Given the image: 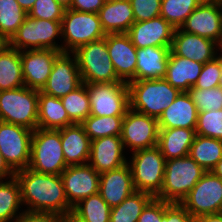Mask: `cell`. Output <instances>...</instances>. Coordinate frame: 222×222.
Here are the masks:
<instances>
[{"label": "cell", "instance_id": "obj_1", "mask_svg": "<svg viewBox=\"0 0 222 222\" xmlns=\"http://www.w3.org/2000/svg\"><path fill=\"white\" fill-rule=\"evenodd\" d=\"M27 211L65 214L72 210L60 175L38 173L30 168L15 173Z\"/></svg>", "mask_w": 222, "mask_h": 222}, {"label": "cell", "instance_id": "obj_2", "mask_svg": "<svg viewBox=\"0 0 222 222\" xmlns=\"http://www.w3.org/2000/svg\"><path fill=\"white\" fill-rule=\"evenodd\" d=\"M128 88L130 108L157 120L180 93L164 78L131 81Z\"/></svg>", "mask_w": 222, "mask_h": 222}, {"label": "cell", "instance_id": "obj_3", "mask_svg": "<svg viewBox=\"0 0 222 222\" xmlns=\"http://www.w3.org/2000/svg\"><path fill=\"white\" fill-rule=\"evenodd\" d=\"M206 172L189 155L166 160L163 186L156 198L180 203Z\"/></svg>", "mask_w": 222, "mask_h": 222}, {"label": "cell", "instance_id": "obj_4", "mask_svg": "<svg viewBox=\"0 0 222 222\" xmlns=\"http://www.w3.org/2000/svg\"><path fill=\"white\" fill-rule=\"evenodd\" d=\"M28 168L55 175H61L67 168L59 129L37 128L33 131Z\"/></svg>", "mask_w": 222, "mask_h": 222}, {"label": "cell", "instance_id": "obj_5", "mask_svg": "<svg viewBox=\"0 0 222 222\" xmlns=\"http://www.w3.org/2000/svg\"><path fill=\"white\" fill-rule=\"evenodd\" d=\"M39 90L26 86L0 91V121L31 130L38 126Z\"/></svg>", "mask_w": 222, "mask_h": 222}, {"label": "cell", "instance_id": "obj_6", "mask_svg": "<svg viewBox=\"0 0 222 222\" xmlns=\"http://www.w3.org/2000/svg\"><path fill=\"white\" fill-rule=\"evenodd\" d=\"M73 53L77 59L82 83L122 82L113 67L105 37L87 43Z\"/></svg>", "mask_w": 222, "mask_h": 222}, {"label": "cell", "instance_id": "obj_7", "mask_svg": "<svg viewBox=\"0 0 222 222\" xmlns=\"http://www.w3.org/2000/svg\"><path fill=\"white\" fill-rule=\"evenodd\" d=\"M132 155V160L128 164H130L135 191L157 197L163 186L166 162L159 147L138 150Z\"/></svg>", "mask_w": 222, "mask_h": 222}, {"label": "cell", "instance_id": "obj_8", "mask_svg": "<svg viewBox=\"0 0 222 222\" xmlns=\"http://www.w3.org/2000/svg\"><path fill=\"white\" fill-rule=\"evenodd\" d=\"M61 37H64L65 44L62 52L73 53L79 47L106 36L103 31L99 15L90 12H80L65 9L61 21Z\"/></svg>", "mask_w": 222, "mask_h": 222}, {"label": "cell", "instance_id": "obj_9", "mask_svg": "<svg viewBox=\"0 0 222 222\" xmlns=\"http://www.w3.org/2000/svg\"><path fill=\"white\" fill-rule=\"evenodd\" d=\"M62 34L61 21L32 19L27 16L17 32L7 44L19 51L34 49H52L62 52V46L55 39Z\"/></svg>", "mask_w": 222, "mask_h": 222}, {"label": "cell", "instance_id": "obj_10", "mask_svg": "<svg viewBox=\"0 0 222 222\" xmlns=\"http://www.w3.org/2000/svg\"><path fill=\"white\" fill-rule=\"evenodd\" d=\"M90 115L125 116L130 108L129 88L125 82L86 84Z\"/></svg>", "mask_w": 222, "mask_h": 222}, {"label": "cell", "instance_id": "obj_11", "mask_svg": "<svg viewBox=\"0 0 222 222\" xmlns=\"http://www.w3.org/2000/svg\"><path fill=\"white\" fill-rule=\"evenodd\" d=\"M180 204L195 218L221 213L222 179L207 171Z\"/></svg>", "mask_w": 222, "mask_h": 222}, {"label": "cell", "instance_id": "obj_12", "mask_svg": "<svg viewBox=\"0 0 222 222\" xmlns=\"http://www.w3.org/2000/svg\"><path fill=\"white\" fill-rule=\"evenodd\" d=\"M33 130L0 121V152L16 173L28 168Z\"/></svg>", "mask_w": 222, "mask_h": 222}, {"label": "cell", "instance_id": "obj_13", "mask_svg": "<svg viewBox=\"0 0 222 222\" xmlns=\"http://www.w3.org/2000/svg\"><path fill=\"white\" fill-rule=\"evenodd\" d=\"M159 124L157 119L129 108L123 118L121 140L133 152L157 146Z\"/></svg>", "mask_w": 222, "mask_h": 222}, {"label": "cell", "instance_id": "obj_14", "mask_svg": "<svg viewBox=\"0 0 222 222\" xmlns=\"http://www.w3.org/2000/svg\"><path fill=\"white\" fill-rule=\"evenodd\" d=\"M181 30L222 44V0H204L180 27Z\"/></svg>", "mask_w": 222, "mask_h": 222}, {"label": "cell", "instance_id": "obj_15", "mask_svg": "<svg viewBox=\"0 0 222 222\" xmlns=\"http://www.w3.org/2000/svg\"><path fill=\"white\" fill-rule=\"evenodd\" d=\"M72 54L73 59L70 58ZM82 84L77 59L74 53L61 52L55 59L46 85L41 92L61 98Z\"/></svg>", "mask_w": 222, "mask_h": 222}, {"label": "cell", "instance_id": "obj_16", "mask_svg": "<svg viewBox=\"0 0 222 222\" xmlns=\"http://www.w3.org/2000/svg\"><path fill=\"white\" fill-rule=\"evenodd\" d=\"M60 176L72 207L82 199L99 193L100 173L88 163L67 166Z\"/></svg>", "mask_w": 222, "mask_h": 222}, {"label": "cell", "instance_id": "obj_17", "mask_svg": "<svg viewBox=\"0 0 222 222\" xmlns=\"http://www.w3.org/2000/svg\"><path fill=\"white\" fill-rule=\"evenodd\" d=\"M60 53V51L52 49L21 51L24 85L41 91L46 85L53 63Z\"/></svg>", "mask_w": 222, "mask_h": 222}, {"label": "cell", "instance_id": "obj_18", "mask_svg": "<svg viewBox=\"0 0 222 222\" xmlns=\"http://www.w3.org/2000/svg\"><path fill=\"white\" fill-rule=\"evenodd\" d=\"M107 49L118 78L125 83L136 81L137 48L127 33L106 34Z\"/></svg>", "mask_w": 222, "mask_h": 222}, {"label": "cell", "instance_id": "obj_19", "mask_svg": "<svg viewBox=\"0 0 222 222\" xmlns=\"http://www.w3.org/2000/svg\"><path fill=\"white\" fill-rule=\"evenodd\" d=\"M175 29L162 16H157L147 21L134 22L127 34L136 48L171 47Z\"/></svg>", "mask_w": 222, "mask_h": 222}, {"label": "cell", "instance_id": "obj_20", "mask_svg": "<svg viewBox=\"0 0 222 222\" xmlns=\"http://www.w3.org/2000/svg\"><path fill=\"white\" fill-rule=\"evenodd\" d=\"M215 46L220 49V45L211 39L176 28L171 51L177 56L205 64L217 57Z\"/></svg>", "mask_w": 222, "mask_h": 222}, {"label": "cell", "instance_id": "obj_21", "mask_svg": "<svg viewBox=\"0 0 222 222\" xmlns=\"http://www.w3.org/2000/svg\"><path fill=\"white\" fill-rule=\"evenodd\" d=\"M124 149L121 136H106L92 140L88 164L100 174L119 168L128 163L123 154Z\"/></svg>", "mask_w": 222, "mask_h": 222}, {"label": "cell", "instance_id": "obj_22", "mask_svg": "<svg viewBox=\"0 0 222 222\" xmlns=\"http://www.w3.org/2000/svg\"><path fill=\"white\" fill-rule=\"evenodd\" d=\"M135 191L129 164L100 174L99 194L112 208Z\"/></svg>", "mask_w": 222, "mask_h": 222}, {"label": "cell", "instance_id": "obj_23", "mask_svg": "<svg viewBox=\"0 0 222 222\" xmlns=\"http://www.w3.org/2000/svg\"><path fill=\"white\" fill-rule=\"evenodd\" d=\"M59 130L66 165L86 164L89 161L91 139L83 125L74 123Z\"/></svg>", "mask_w": 222, "mask_h": 222}, {"label": "cell", "instance_id": "obj_24", "mask_svg": "<svg viewBox=\"0 0 222 222\" xmlns=\"http://www.w3.org/2000/svg\"><path fill=\"white\" fill-rule=\"evenodd\" d=\"M198 109L188 92H180L174 102L158 118L159 128L195 129Z\"/></svg>", "mask_w": 222, "mask_h": 222}, {"label": "cell", "instance_id": "obj_25", "mask_svg": "<svg viewBox=\"0 0 222 222\" xmlns=\"http://www.w3.org/2000/svg\"><path fill=\"white\" fill-rule=\"evenodd\" d=\"M98 15L106 34L127 33L135 22L130 0H106Z\"/></svg>", "mask_w": 222, "mask_h": 222}, {"label": "cell", "instance_id": "obj_26", "mask_svg": "<svg viewBox=\"0 0 222 222\" xmlns=\"http://www.w3.org/2000/svg\"><path fill=\"white\" fill-rule=\"evenodd\" d=\"M171 47L137 48L136 80L163 79Z\"/></svg>", "mask_w": 222, "mask_h": 222}, {"label": "cell", "instance_id": "obj_27", "mask_svg": "<svg viewBox=\"0 0 222 222\" xmlns=\"http://www.w3.org/2000/svg\"><path fill=\"white\" fill-rule=\"evenodd\" d=\"M203 65L170 51L164 79L180 92H187L196 84Z\"/></svg>", "mask_w": 222, "mask_h": 222}, {"label": "cell", "instance_id": "obj_28", "mask_svg": "<svg viewBox=\"0 0 222 222\" xmlns=\"http://www.w3.org/2000/svg\"><path fill=\"white\" fill-rule=\"evenodd\" d=\"M196 136L195 129L159 128L158 144L165 160L188 156Z\"/></svg>", "mask_w": 222, "mask_h": 222}, {"label": "cell", "instance_id": "obj_29", "mask_svg": "<svg viewBox=\"0 0 222 222\" xmlns=\"http://www.w3.org/2000/svg\"><path fill=\"white\" fill-rule=\"evenodd\" d=\"M71 124L74 123L70 120L61 98L39 91L37 128L58 130Z\"/></svg>", "mask_w": 222, "mask_h": 222}, {"label": "cell", "instance_id": "obj_30", "mask_svg": "<svg viewBox=\"0 0 222 222\" xmlns=\"http://www.w3.org/2000/svg\"><path fill=\"white\" fill-rule=\"evenodd\" d=\"M21 51L7 43L0 49V91L23 87Z\"/></svg>", "mask_w": 222, "mask_h": 222}, {"label": "cell", "instance_id": "obj_31", "mask_svg": "<svg viewBox=\"0 0 222 222\" xmlns=\"http://www.w3.org/2000/svg\"><path fill=\"white\" fill-rule=\"evenodd\" d=\"M188 155L205 171H211L222 158V140L196 134Z\"/></svg>", "mask_w": 222, "mask_h": 222}, {"label": "cell", "instance_id": "obj_32", "mask_svg": "<svg viewBox=\"0 0 222 222\" xmlns=\"http://www.w3.org/2000/svg\"><path fill=\"white\" fill-rule=\"evenodd\" d=\"M153 198L148 193L134 191L119 205L111 208L109 222H137L143 209Z\"/></svg>", "mask_w": 222, "mask_h": 222}, {"label": "cell", "instance_id": "obj_33", "mask_svg": "<svg viewBox=\"0 0 222 222\" xmlns=\"http://www.w3.org/2000/svg\"><path fill=\"white\" fill-rule=\"evenodd\" d=\"M20 205H22L21 190L16 177L6 182L0 181V222H15L21 214L18 212Z\"/></svg>", "mask_w": 222, "mask_h": 222}, {"label": "cell", "instance_id": "obj_34", "mask_svg": "<svg viewBox=\"0 0 222 222\" xmlns=\"http://www.w3.org/2000/svg\"><path fill=\"white\" fill-rule=\"evenodd\" d=\"M27 16L17 0H0V36L8 42Z\"/></svg>", "mask_w": 222, "mask_h": 222}, {"label": "cell", "instance_id": "obj_35", "mask_svg": "<svg viewBox=\"0 0 222 222\" xmlns=\"http://www.w3.org/2000/svg\"><path fill=\"white\" fill-rule=\"evenodd\" d=\"M124 116L89 115L81 124L92 140L106 136H121Z\"/></svg>", "mask_w": 222, "mask_h": 222}, {"label": "cell", "instance_id": "obj_36", "mask_svg": "<svg viewBox=\"0 0 222 222\" xmlns=\"http://www.w3.org/2000/svg\"><path fill=\"white\" fill-rule=\"evenodd\" d=\"M61 101L70 120L81 124L91 113L87 86L82 83L78 88L61 97Z\"/></svg>", "mask_w": 222, "mask_h": 222}, {"label": "cell", "instance_id": "obj_37", "mask_svg": "<svg viewBox=\"0 0 222 222\" xmlns=\"http://www.w3.org/2000/svg\"><path fill=\"white\" fill-rule=\"evenodd\" d=\"M72 210L87 222H109L111 207L99 193L79 201Z\"/></svg>", "mask_w": 222, "mask_h": 222}, {"label": "cell", "instance_id": "obj_38", "mask_svg": "<svg viewBox=\"0 0 222 222\" xmlns=\"http://www.w3.org/2000/svg\"><path fill=\"white\" fill-rule=\"evenodd\" d=\"M204 0H162L160 16L173 27L180 28Z\"/></svg>", "mask_w": 222, "mask_h": 222}, {"label": "cell", "instance_id": "obj_39", "mask_svg": "<svg viewBox=\"0 0 222 222\" xmlns=\"http://www.w3.org/2000/svg\"><path fill=\"white\" fill-rule=\"evenodd\" d=\"M198 112L222 109V87L198 89L194 86L187 91Z\"/></svg>", "mask_w": 222, "mask_h": 222}, {"label": "cell", "instance_id": "obj_40", "mask_svg": "<svg viewBox=\"0 0 222 222\" xmlns=\"http://www.w3.org/2000/svg\"><path fill=\"white\" fill-rule=\"evenodd\" d=\"M196 134L222 140V109L198 113Z\"/></svg>", "mask_w": 222, "mask_h": 222}, {"label": "cell", "instance_id": "obj_41", "mask_svg": "<svg viewBox=\"0 0 222 222\" xmlns=\"http://www.w3.org/2000/svg\"><path fill=\"white\" fill-rule=\"evenodd\" d=\"M65 7L56 0H36L28 16L32 19L62 21Z\"/></svg>", "mask_w": 222, "mask_h": 222}, {"label": "cell", "instance_id": "obj_42", "mask_svg": "<svg viewBox=\"0 0 222 222\" xmlns=\"http://www.w3.org/2000/svg\"><path fill=\"white\" fill-rule=\"evenodd\" d=\"M221 76V56L206 62L198 77L195 88L209 89L219 86Z\"/></svg>", "mask_w": 222, "mask_h": 222}, {"label": "cell", "instance_id": "obj_43", "mask_svg": "<svg viewBox=\"0 0 222 222\" xmlns=\"http://www.w3.org/2000/svg\"><path fill=\"white\" fill-rule=\"evenodd\" d=\"M162 0H130L135 22L147 21L160 16Z\"/></svg>", "mask_w": 222, "mask_h": 222}, {"label": "cell", "instance_id": "obj_44", "mask_svg": "<svg viewBox=\"0 0 222 222\" xmlns=\"http://www.w3.org/2000/svg\"><path fill=\"white\" fill-rule=\"evenodd\" d=\"M195 219L180 203L162 200V222H195Z\"/></svg>", "mask_w": 222, "mask_h": 222}, {"label": "cell", "instance_id": "obj_45", "mask_svg": "<svg viewBox=\"0 0 222 222\" xmlns=\"http://www.w3.org/2000/svg\"><path fill=\"white\" fill-rule=\"evenodd\" d=\"M137 222H162V200L154 197L145 206Z\"/></svg>", "mask_w": 222, "mask_h": 222}, {"label": "cell", "instance_id": "obj_46", "mask_svg": "<svg viewBox=\"0 0 222 222\" xmlns=\"http://www.w3.org/2000/svg\"><path fill=\"white\" fill-rule=\"evenodd\" d=\"M15 222H63L62 214L25 210Z\"/></svg>", "mask_w": 222, "mask_h": 222}, {"label": "cell", "instance_id": "obj_47", "mask_svg": "<svg viewBox=\"0 0 222 222\" xmlns=\"http://www.w3.org/2000/svg\"><path fill=\"white\" fill-rule=\"evenodd\" d=\"M106 0H71L69 9L98 14Z\"/></svg>", "mask_w": 222, "mask_h": 222}, {"label": "cell", "instance_id": "obj_48", "mask_svg": "<svg viewBox=\"0 0 222 222\" xmlns=\"http://www.w3.org/2000/svg\"><path fill=\"white\" fill-rule=\"evenodd\" d=\"M9 175L10 178L15 176V172L8 166L0 152V181Z\"/></svg>", "mask_w": 222, "mask_h": 222}, {"label": "cell", "instance_id": "obj_49", "mask_svg": "<svg viewBox=\"0 0 222 222\" xmlns=\"http://www.w3.org/2000/svg\"><path fill=\"white\" fill-rule=\"evenodd\" d=\"M195 222H222V213L196 217Z\"/></svg>", "mask_w": 222, "mask_h": 222}, {"label": "cell", "instance_id": "obj_50", "mask_svg": "<svg viewBox=\"0 0 222 222\" xmlns=\"http://www.w3.org/2000/svg\"><path fill=\"white\" fill-rule=\"evenodd\" d=\"M63 222H87L85 219L76 214L73 210L63 214Z\"/></svg>", "mask_w": 222, "mask_h": 222}, {"label": "cell", "instance_id": "obj_51", "mask_svg": "<svg viewBox=\"0 0 222 222\" xmlns=\"http://www.w3.org/2000/svg\"><path fill=\"white\" fill-rule=\"evenodd\" d=\"M36 0H17V2L19 3V5L21 6V8L26 11V13H28Z\"/></svg>", "mask_w": 222, "mask_h": 222}, {"label": "cell", "instance_id": "obj_52", "mask_svg": "<svg viewBox=\"0 0 222 222\" xmlns=\"http://www.w3.org/2000/svg\"><path fill=\"white\" fill-rule=\"evenodd\" d=\"M211 172L222 179V158L217 162L215 167L211 170Z\"/></svg>", "mask_w": 222, "mask_h": 222}, {"label": "cell", "instance_id": "obj_53", "mask_svg": "<svg viewBox=\"0 0 222 222\" xmlns=\"http://www.w3.org/2000/svg\"><path fill=\"white\" fill-rule=\"evenodd\" d=\"M58 3H60L63 7L66 9L69 8L71 4V0H56Z\"/></svg>", "mask_w": 222, "mask_h": 222}, {"label": "cell", "instance_id": "obj_54", "mask_svg": "<svg viewBox=\"0 0 222 222\" xmlns=\"http://www.w3.org/2000/svg\"><path fill=\"white\" fill-rule=\"evenodd\" d=\"M7 42L0 36V49L6 44Z\"/></svg>", "mask_w": 222, "mask_h": 222}, {"label": "cell", "instance_id": "obj_55", "mask_svg": "<svg viewBox=\"0 0 222 222\" xmlns=\"http://www.w3.org/2000/svg\"><path fill=\"white\" fill-rule=\"evenodd\" d=\"M219 86L222 87V56H221V76H220V83Z\"/></svg>", "mask_w": 222, "mask_h": 222}, {"label": "cell", "instance_id": "obj_56", "mask_svg": "<svg viewBox=\"0 0 222 222\" xmlns=\"http://www.w3.org/2000/svg\"><path fill=\"white\" fill-rule=\"evenodd\" d=\"M220 50H221V52H222V44L220 45ZM220 55L222 56V54L220 53Z\"/></svg>", "mask_w": 222, "mask_h": 222}]
</instances>
